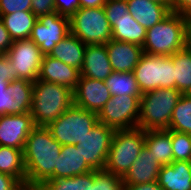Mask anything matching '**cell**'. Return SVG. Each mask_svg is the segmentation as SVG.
<instances>
[{
  "label": "cell",
  "instance_id": "18",
  "mask_svg": "<svg viewBox=\"0 0 191 190\" xmlns=\"http://www.w3.org/2000/svg\"><path fill=\"white\" fill-rule=\"evenodd\" d=\"M161 167L162 165L155 159L152 152L144 145L140 155L123 177V184L136 185L158 181Z\"/></svg>",
  "mask_w": 191,
  "mask_h": 190
},
{
  "label": "cell",
  "instance_id": "36",
  "mask_svg": "<svg viewBox=\"0 0 191 190\" xmlns=\"http://www.w3.org/2000/svg\"><path fill=\"white\" fill-rule=\"evenodd\" d=\"M56 12L67 18H71L79 9V0H54Z\"/></svg>",
  "mask_w": 191,
  "mask_h": 190
},
{
  "label": "cell",
  "instance_id": "38",
  "mask_svg": "<svg viewBox=\"0 0 191 190\" xmlns=\"http://www.w3.org/2000/svg\"><path fill=\"white\" fill-rule=\"evenodd\" d=\"M31 12L36 17L56 12L54 0H32Z\"/></svg>",
  "mask_w": 191,
  "mask_h": 190
},
{
  "label": "cell",
  "instance_id": "19",
  "mask_svg": "<svg viewBox=\"0 0 191 190\" xmlns=\"http://www.w3.org/2000/svg\"><path fill=\"white\" fill-rule=\"evenodd\" d=\"M112 72L105 44L86 45L80 76L104 81Z\"/></svg>",
  "mask_w": 191,
  "mask_h": 190
},
{
  "label": "cell",
  "instance_id": "15",
  "mask_svg": "<svg viewBox=\"0 0 191 190\" xmlns=\"http://www.w3.org/2000/svg\"><path fill=\"white\" fill-rule=\"evenodd\" d=\"M35 124L30 113L0 116V146L24 149Z\"/></svg>",
  "mask_w": 191,
  "mask_h": 190
},
{
  "label": "cell",
  "instance_id": "7",
  "mask_svg": "<svg viewBox=\"0 0 191 190\" xmlns=\"http://www.w3.org/2000/svg\"><path fill=\"white\" fill-rule=\"evenodd\" d=\"M70 33L86 45L108 43L112 29L104 7L80 8L70 18Z\"/></svg>",
  "mask_w": 191,
  "mask_h": 190
},
{
  "label": "cell",
  "instance_id": "24",
  "mask_svg": "<svg viewBox=\"0 0 191 190\" xmlns=\"http://www.w3.org/2000/svg\"><path fill=\"white\" fill-rule=\"evenodd\" d=\"M145 146L162 166L170 165L173 162L171 130L145 131Z\"/></svg>",
  "mask_w": 191,
  "mask_h": 190
},
{
  "label": "cell",
  "instance_id": "2",
  "mask_svg": "<svg viewBox=\"0 0 191 190\" xmlns=\"http://www.w3.org/2000/svg\"><path fill=\"white\" fill-rule=\"evenodd\" d=\"M73 105V91L56 83L36 80L30 114L35 126H48Z\"/></svg>",
  "mask_w": 191,
  "mask_h": 190
},
{
  "label": "cell",
  "instance_id": "25",
  "mask_svg": "<svg viewBox=\"0 0 191 190\" xmlns=\"http://www.w3.org/2000/svg\"><path fill=\"white\" fill-rule=\"evenodd\" d=\"M5 28L14 40L29 39L37 17L31 11H18L11 14H0Z\"/></svg>",
  "mask_w": 191,
  "mask_h": 190
},
{
  "label": "cell",
  "instance_id": "14",
  "mask_svg": "<svg viewBox=\"0 0 191 190\" xmlns=\"http://www.w3.org/2000/svg\"><path fill=\"white\" fill-rule=\"evenodd\" d=\"M111 98L106 84L102 80L80 76L73 91V104L85 110L99 113Z\"/></svg>",
  "mask_w": 191,
  "mask_h": 190
},
{
  "label": "cell",
  "instance_id": "1",
  "mask_svg": "<svg viewBox=\"0 0 191 190\" xmlns=\"http://www.w3.org/2000/svg\"><path fill=\"white\" fill-rule=\"evenodd\" d=\"M62 145L46 126H35L25 141L23 159L26 189L36 190L46 180L55 179V167Z\"/></svg>",
  "mask_w": 191,
  "mask_h": 190
},
{
  "label": "cell",
  "instance_id": "21",
  "mask_svg": "<svg viewBox=\"0 0 191 190\" xmlns=\"http://www.w3.org/2000/svg\"><path fill=\"white\" fill-rule=\"evenodd\" d=\"M81 149L77 145H62L55 167V179L74 177L93 171L85 162Z\"/></svg>",
  "mask_w": 191,
  "mask_h": 190
},
{
  "label": "cell",
  "instance_id": "40",
  "mask_svg": "<svg viewBox=\"0 0 191 190\" xmlns=\"http://www.w3.org/2000/svg\"><path fill=\"white\" fill-rule=\"evenodd\" d=\"M12 43L13 39L10 37L9 32L5 28L3 20L0 18V54H6Z\"/></svg>",
  "mask_w": 191,
  "mask_h": 190
},
{
  "label": "cell",
  "instance_id": "6",
  "mask_svg": "<svg viewBox=\"0 0 191 190\" xmlns=\"http://www.w3.org/2000/svg\"><path fill=\"white\" fill-rule=\"evenodd\" d=\"M98 122L97 113L73 104L46 127L61 145H77Z\"/></svg>",
  "mask_w": 191,
  "mask_h": 190
},
{
  "label": "cell",
  "instance_id": "22",
  "mask_svg": "<svg viewBox=\"0 0 191 190\" xmlns=\"http://www.w3.org/2000/svg\"><path fill=\"white\" fill-rule=\"evenodd\" d=\"M157 182L163 190H191V162L173 161L163 165Z\"/></svg>",
  "mask_w": 191,
  "mask_h": 190
},
{
  "label": "cell",
  "instance_id": "11",
  "mask_svg": "<svg viewBox=\"0 0 191 190\" xmlns=\"http://www.w3.org/2000/svg\"><path fill=\"white\" fill-rule=\"evenodd\" d=\"M68 34H70V19L53 12L37 17L30 39L44 55H49Z\"/></svg>",
  "mask_w": 191,
  "mask_h": 190
},
{
  "label": "cell",
  "instance_id": "13",
  "mask_svg": "<svg viewBox=\"0 0 191 190\" xmlns=\"http://www.w3.org/2000/svg\"><path fill=\"white\" fill-rule=\"evenodd\" d=\"M115 129L97 123L86 137L77 144L81 147L85 162L93 169H104Z\"/></svg>",
  "mask_w": 191,
  "mask_h": 190
},
{
  "label": "cell",
  "instance_id": "3",
  "mask_svg": "<svg viewBox=\"0 0 191 190\" xmlns=\"http://www.w3.org/2000/svg\"><path fill=\"white\" fill-rule=\"evenodd\" d=\"M187 46V17L171 12L161 22L146 30L143 53L171 56Z\"/></svg>",
  "mask_w": 191,
  "mask_h": 190
},
{
  "label": "cell",
  "instance_id": "45",
  "mask_svg": "<svg viewBox=\"0 0 191 190\" xmlns=\"http://www.w3.org/2000/svg\"><path fill=\"white\" fill-rule=\"evenodd\" d=\"M150 1H156L159 3H164V4H170L171 0H150Z\"/></svg>",
  "mask_w": 191,
  "mask_h": 190
},
{
  "label": "cell",
  "instance_id": "35",
  "mask_svg": "<svg viewBox=\"0 0 191 190\" xmlns=\"http://www.w3.org/2000/svg\"><path fill=\"white\" fill-rule=\"evenodd\" d=\"M32 0H0V14L31 11Z\"/></svg>",
  "mask_w": 191,
  "mask_h": 190
},
{
  "label": "cell",
  "instance_id": "39",
  "mask_svg": "<svg viewBox=\"0 0 191 190\" xmlns=\"http://www.w3.org/2000/svg\"><path fill=\"white\" fill-rule=\"evenodd\" d=\"M0 190H27L15 177L6 173H0Z\"/></svg>",
  "mask_w": 191,
  "mask_h": 190
},
{
  "label": "cell",
  "instance_id": "41",
  "mask_svg": "<svg viewBox=\"0 0 191 190\" xmlns=\"http://www.w3.org/2000/svg\"><path fill=\"white\" fill-rule=\"evenodd\" d=\"M171 12L187 16L191 13V0H171Z\"/></svg>",
  "mask_w": 191,
  "mask_h": 190
},
{
  "label": "cell",
  "instance_id": "34",
  "mask_svg": "<svg viewBox=\"0 0 191 190\" xmlns=\"http://www.w3.org/2000/svg\"><path fill=\"white\" fill-rule=\"evenodd\" d=\"M9 83L0 81V116L6 114L15 115V102L8 91Z\"/></svg>",
  "mask_w": 191,
  "mask_h": 190
},
{
  "label": "cell",
  "instance_id": "20",
  "mask_svg": "<svg viewBox=\"0 0 191 190\" xmlns=\"http://www.w3.org/2000/svg\"><path fill=\"white\" fill-rule=\"evenodd\" d=\"M128 12L146 30L161 22L170 13V4L150 0H126Z\"/></svg>",
  "mask_w": 191,
  "mask_h": 190
},
{
  "label": "cell",
  "instance_id": "27",
  "mask_svg": "<svg viewBox=\"0 0 191 190\" xmlns=\"http://www.w3.org/2000/svg\"><path fill=\"white\" fill-rule=\"evenodd\" d=\"M0 173L12 175L26 188V169L23 159V150L0 146Z\"/></svg>",
  "mask_w": 191,
  "mask_h": 190
},
{
  "label": "cell",
  "instance_id": "37",
  "mask_svg": "<svg viewBox=\"0 0 191 190\" xmlns=\"http://www.w3.org/2000/svg\"><path fill=\"white\" fill-rule=\"evenodd\" d=\"M17 79V73L6 54H0V81L11 82Z\"/></svg>",
  "mask_w": 191,
  "mask_h": 190
},
{
  "label": "cell",
  "instance_id": "8",
  "mask_svg": "<svg viewBox=\"0 0 191 190\" xmlns=\"http://www.w3.org/2000/svg\"><path fill=\"white\" fill-rule=\"evenodd\" d=\"M174 70L171 56L143 53L133 74L143 94L158 88H174Z\"/></svg>",
  "mask_w": 191,
  "mask_h": 190
},
{
  "label": "cell",
  "instance_id": "42",
  "mask_svg": "<svg viewBox=\"0 0 191 190\" xmlns=\"http://www.w3.org/2000/svg\"><path fill=\"white\" fill-rule=\"evenodd\" d=\"M123 190H163L157 181L145 184L123 185Z\"/></svg>",
  "mask_w": 191,
  "mask_h": 190
},
{
  "label": "cell",
  "instance_id": "12",
  "mask_svg": "<svg viewBox=\"0 0 191 190\" xmlns=\"http://www.w3.org/2000/svg\"><path fill=\"white\" fill-rule=\"evenodd\" d=\"M17 73V79L35 82L38 79L44 54L29 38L14 40L6 53Z\"/></svg>",
  "mask_w": 191,
  "mask_h": 190
},
{
  "label": "cell",
  "instance_id": "32",
  "mask_svg": "<svg viewBox=\"0 0 191 190\" xmlns=\"http://www.w3.org/2000/svg\"><path fill=\"white\" fill-rule=\"evenodd\" d=\"M123 178L106 169L93 170V185L90 190H123Z\"/></svg>",
  "mask_w": 191,
  "mask_h": 190
},
{
  "label": "cell",
  "instance_id": "10",
  "mask_svg": "<svg viewBox=\"0 0 191 190\" xmlns=\"http://www.w3.org/2000/svg\"><path fill=\"white\" fill-rule=\"evenodd\" d=\"M141 96L112 95L97 114L99 123L116 129L137 127Z\"/></svg>",
  "mask_w": 191,
  "mask_h": 190
},
{
  "label": "cell",
  "instance_id": "9",
  "mask_svg": "<svg viewBox=\"0 0 191 190\" xmlns=\"http://www.w3.org/2000/svg\"><path fill=\"white\" fill-rule=\"evenodd\" d=\"M104 11L112 29L113 40L143 45L146 29L128 12L126 0H107Z\"/></svg>",
  "mask_w": 191,
  "mask_h": 190
},
{
  "label": "cell",
  "instance_id": "30",
  "mask_svg": "<svg viewBox=\"0 0 191 190\" xmlns=\"http://www.w3.org/2000/svg\"><path fill=\"white\" fill-rule=\"evenodd\" d=\"M93 185V171L69 178L46 180L36 190H90Z\"/></svg>",
  "mask_w": 191,
  "mask_h": 190
},
{
  "label": "cell",
  "instance_id": "44",
  "mask_svg": "<svg viewBox=\"0 0 191 190\" xmlns=\"http://www.w3.org/2000/svg\"><path fill=\"white\" fill-rule=\"evenodd\" d=\"M187 47L191 50V13L187 16Z\"/></svg>",
  "mask_w": 191,
  "mask_h": 190
},
{
  "label": "cell",
  "instance_id": "33",
  "mask_svg": "<svg viewBox=\"0 0 191 190\" xmlns=\"http://www.w3.org/2000/svg\"><path fill=\"white\" fill-rule=\"evenodd\" d=\"M173 161L191 162V134L171 130Z\"/></svg>",
  "mask_w": 191,
  "mask_h": 190
},
{
  "label": "cell",
  "instance_id": "4",
  "mask_svg": "<svg viewBox=\"0 0 191 190\" xmlns=\"http://www.w3.org/2000/svg\"><path fill=\"white\" fill-rule=\"evenodd\" d=\"M183 94L176 88H158L140 98L137 127L144 131L169 129L173 110Z\"/></svg>",
  "mask_w": 191,
  "mask_h": 190
},
{
  "label": "cell",
  "instance_id": "31",
  "mask_svg": "<svg viewBox=\"0 0 191 190\" xmlns=\"http://www.w3.org/2000/svg\"><path fill=\"white\" fill-rule=\"evenodd\" d=\"M169 130L191 134V94H183L177 102Z\"/></svg>",
  "mask_w": 191,
  "mask_h": 190
},
{
  "label": "cell",
  "instance_id": "17",
  "mask_svg": "<svg viewBox=\"0 0 191 190\" xmlns=\"http://www.w3.org/2000/svg\"><path fill=\"white\" fill-rule=\"evenodd\" d=\"M111 68L115 72H133L143 54L140 45L111 39L105 44Z\"/></svg>",
  "mask_w": 191,
  "mask_h": 190
},
{
  "label": "cell",
  "instance_id": "26",
  "mask_svg": "<svg viewBox=\"0 0 191 190\" xmlns=\"http://www.w3.org/2000/svg\"><path fill=\"white\" fill-rule=\"evenodd\" d=\"M174 65V88L182 94H191V50L186 46L171 55Z\"/></svg>",
  "mask_w": 191,
  "mask_h": 190
},
{
  "label": "cell",
  "instance_id": "28",
  "mask_svg": "<svg viewBox=\"0 0 191 190\" xmlns=\"http://www.w3.org/2000/svg\"><path fill=\"white\" fill-rule=\"evenodd\" d=\"M104 82L111 96H142L133 72L113 71Z\"/></svg>",
  "mask_w": 191,
  "mask_h": 190
},
{
  "label": "cell",
  "instance_id": "5",
  "mask_svg": "<svg viewBox=\"0 0 191 190\" xmlns=\"http://www.w3.org/2000/svg\"><path fill=\"white\" fill-rule=\"evenodd\" d=\"M144 145L145 131L141 128L116 129L104 169L123 178Z\"/></svg>",
  "mask_w": 191,
  "mask_h": 190
},
{
  "label": "cell",
  "instance_id": "43",
  "mask_svg": "<svg viewBox=\"0 0 191 190\" xmlns=\"http://www.w3.org/2000/svg\"><path fill=\"white\" fill-rule=\"evenodd\" d=\"M107 0H79L80 8L104 7Z\"/></svg>",
  "mask_w": 191,
  "mask_h": 190
},
{
  "label": "cell",
  "instance_id": "16",
  "mask_svg": "<svg viewBox=\"0 0 191 190\" xmlns=\"http://www.w3.org/2000/svg\"><path fill=\"white\" fill-rule=\"evenodd\" d=\"M80 71L61 60L44 55L38 80L56 83L74 91L78 84Z\"/></svg>",
  "mask_w": 191,
  "mask_h": 190
},
{
  "label": "cell",
  "instance_id": "29",
  "mask_svg": "<svg viewBox=\"0 0 191 190\" xmlns=\"http://www.w3.org/2000/svg\"><path fill=\"white\" fill-rule=\"evenodd\" d=\"M8 91L15 102V115L29 113L33 97V82L26 79L12 80Z\"/></svg>",
  "mask_w": 191,
  "mask_h": 190
},
{
  "label": "cell",
  "instance_id": "23",
  "mask_svg": "<svg viewBox=\"0 0 191 190\" xmlns=\"http://www.w3.org/2000/svg\"><path fill=\"white\" fill-rule=\"evenodd\" d=\"M85 50L86 44L70 33L53 48L49 55L80 71Z\"/></svg>",
  "mask_w": 191,
  "mask_h": 190
}]
</instances>
